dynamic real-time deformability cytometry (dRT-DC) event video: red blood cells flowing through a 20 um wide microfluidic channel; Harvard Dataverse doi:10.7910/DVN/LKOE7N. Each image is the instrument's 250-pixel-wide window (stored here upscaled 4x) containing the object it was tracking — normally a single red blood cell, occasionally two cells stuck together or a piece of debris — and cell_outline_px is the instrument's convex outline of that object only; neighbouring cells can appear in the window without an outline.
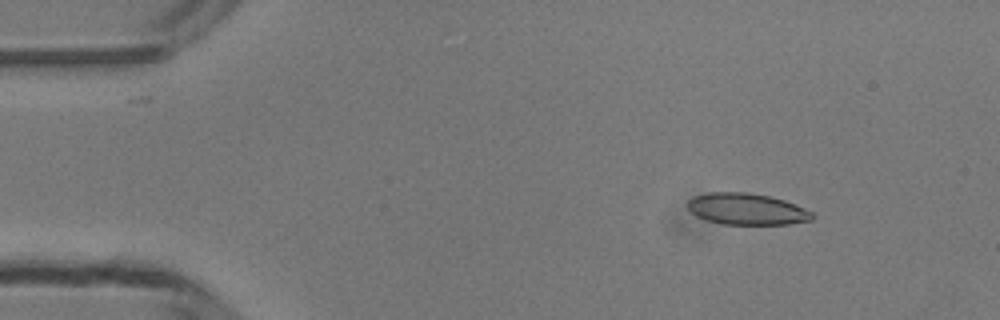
{"species": "common noctule bat (a hibernating species)", "species_latin": "Nyctalus noctula", "temperature_condition": "room temperature", "stored_images_in_passage": 10, "camera_frame_rate_fps": 3000, "um_per_image_px": 0.085, "animal": {"sex": "male", "body_mass_g": 13.3}, "frame": {"image": 1, "passage_image": 6, "time_ms": 1.667, "image_size_px": [1000, 320], "cell_outline_px": [[816, 216], [812, 220], [788, 224], [724, 224], [704, 220], [696, 216], [688, 208], [688, 200], [692, 196], [708, 192], [748, 192], [772, 196], [784, 200], [804, 208], [812, 212]], "centroid_in_image_um": [63.46, 17.76], "position_along_channel_um": 21.5, "area_um2": 23.06}}